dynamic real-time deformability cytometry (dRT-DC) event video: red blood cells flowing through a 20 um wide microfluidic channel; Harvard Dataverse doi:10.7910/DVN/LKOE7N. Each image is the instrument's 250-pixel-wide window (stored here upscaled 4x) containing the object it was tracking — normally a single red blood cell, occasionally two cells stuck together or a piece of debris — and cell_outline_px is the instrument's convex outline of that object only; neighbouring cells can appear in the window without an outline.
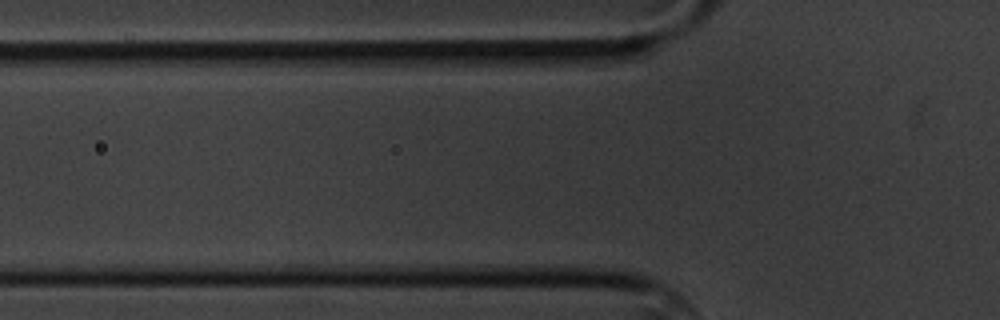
{"species": "common noctule bat (a hibernating species)", "species_latin": "Nyctalus noctula", "temperature_condition": "cold", "stored_images_in_passage": 3, "camera_frame_rate_fps": 3000, "um_per_image_px": 0.085, "animal": {"sex": "male", "body_mass_g": 20.1, "forearm_length_mm": 53.5}, "frame": {"image": 1, "passage_image": 2, "time_ms": 1.333, "image_size_px": [1000, 320], "cell_outline_px": [[584, 52], [576, 68], [548, 72], [400, 72], [424, 52]], "centroid_in_image_um": [42.01, 5.27], "position_along_channel_um": 83.8, "area_um2": 23.76}}